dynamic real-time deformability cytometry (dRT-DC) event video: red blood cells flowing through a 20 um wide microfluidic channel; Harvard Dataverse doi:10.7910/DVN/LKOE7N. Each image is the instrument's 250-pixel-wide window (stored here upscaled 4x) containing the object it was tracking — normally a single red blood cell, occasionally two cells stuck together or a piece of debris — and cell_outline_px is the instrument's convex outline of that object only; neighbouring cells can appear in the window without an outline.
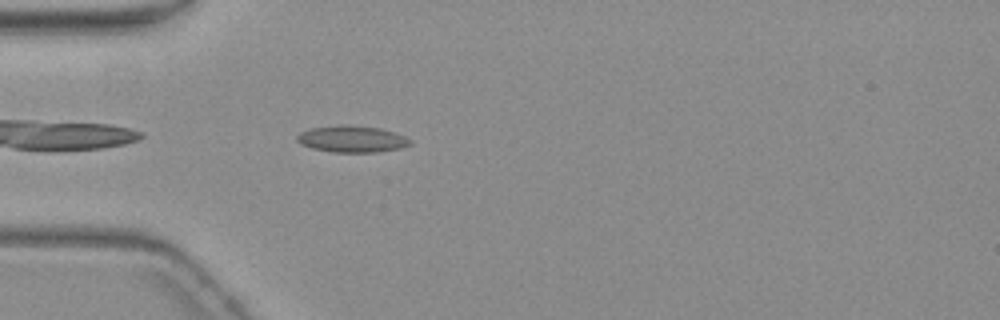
{"species": "common noctule bat (a hibernating species)", "species_latin": "Nyctalus noctula", "temperature_condition": "warm", "stored_images_in_passage": 4, "camera_frame_rate_fps": 3000, "um_per_image_px": 0.085, "animal": {"sex": "female", "body_mass_g": 19.3, "forearm_length_mm": 54.1}, "frame": {"image": 1, "passage_image": 4, "time_ms": 4.667, "image_size_px": [1000, 320], "cell_outline_px": [[412, 144], [400, 148], [376, 152], [332, 152], [312, 148], [300, 144], [296, 140], [296, 136], [300, 132], [312, 128], [340, 124], [348, 124], [380, 128], [396, 132], [412, 140]], "centroid_in_image_um": [29.92, 11.8], "position_along_channel_um": 55.1, "area_um2": 17.74}}